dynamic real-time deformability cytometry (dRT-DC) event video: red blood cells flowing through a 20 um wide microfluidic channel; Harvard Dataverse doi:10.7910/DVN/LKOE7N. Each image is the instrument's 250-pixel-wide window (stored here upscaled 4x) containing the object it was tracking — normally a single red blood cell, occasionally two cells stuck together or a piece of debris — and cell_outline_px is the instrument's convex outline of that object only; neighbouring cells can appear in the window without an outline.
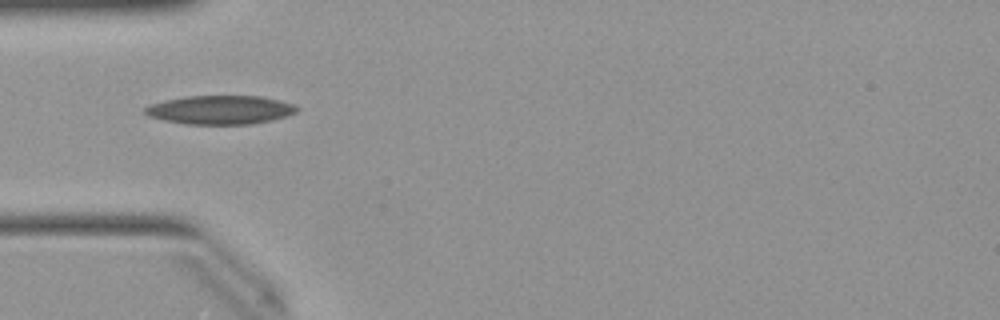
{"species": "Egyptian fruit bat (a non-hibernating species)", "species_latin": "Rousettus aegyptiacus", "temperature_condition": "warm", "stored_images_in_passage": 29, "camera_frame_rate_fps": 3000, "um_per_image_px": 0.085, "animal": {"sex": "female"}, "frame": {"image": 1, "passage_image": 1, "time_ms": 0.0, "image_size_px": [1000, 320], "cell_outline_px": [[300, 108], [296, 112], [288, 116], [272, 120], [252, 124], [184, 124], [164, 120], [148, 116], [144, 112], [144, 108], [152, 104], [164, 100], [184, 96], [260, 96], [280, 100], [296, 104]], "centroid_in_image_um": [18.76, 9.33], "position_along_channel_um": 66.2, "area_um2": 25.66}}
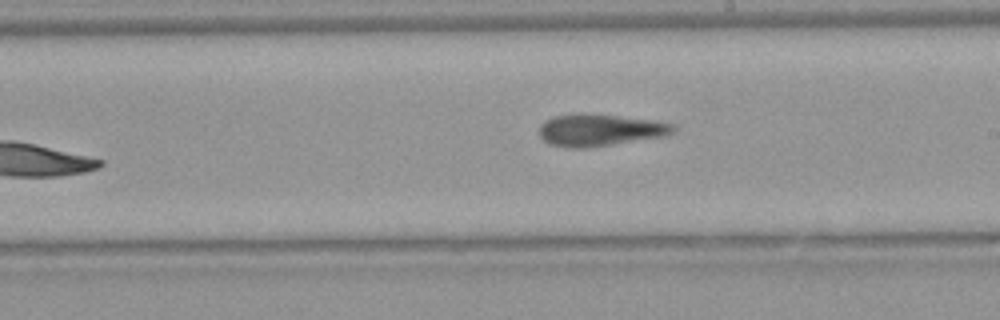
{"frame": {"image": 2, "passage_image": 14, "time_ms": 4.333, "image_size_px": [1000, 320], "cell_outline_px": [[676, 132], [664, 136], [612, 144], [584, 148], [568, 148], [548, 144], [540, 136], [540, 124], [544, 120], [552, 116], [580, 112], [584, 112], [656, 120], [676, 124]], "centroid_in_image_um": [50.99, 11.03], "position_along_channel_um": 238.0, "area_um2": 25.43}}
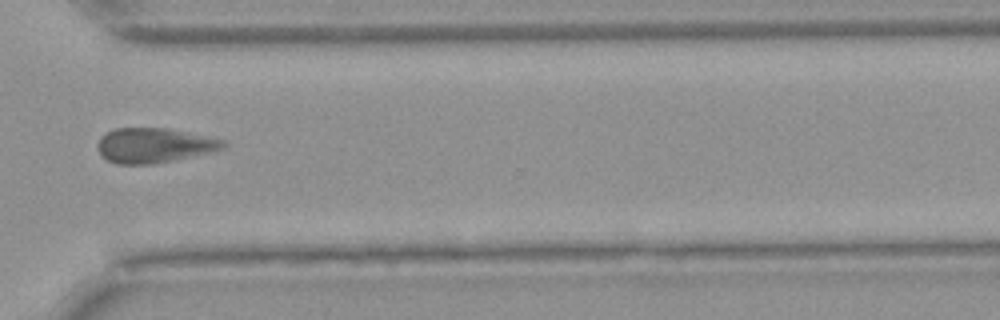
{"frame": {"image": 3, "passage_image": 23, "time_ms": 7.333, "image_size_px": [1000, 320], "cell_outline_px": [[228, 144], [224, 148], [208, 152], [152, 164], [116, 164], [100, 156], [96, 144], [100, 136], [116, 128], [168, 128], [208, 136], [224, 140]], "centroid_in_image_um": [13.05, 12.34], "position_along_channel_um": 357.5, "area_um2": 25.37}, "authors_computed_cell_mechanics": {"area_um2": 25.143, "velocity_mm_per_s": 3.9697, "shape_relaxation_time_tau1_ms": null, "shape_relaxation_time_tau2_ms": 3.5718, "deformation_change_tau1": null, "deformation_change_tau2": 0.1237}}